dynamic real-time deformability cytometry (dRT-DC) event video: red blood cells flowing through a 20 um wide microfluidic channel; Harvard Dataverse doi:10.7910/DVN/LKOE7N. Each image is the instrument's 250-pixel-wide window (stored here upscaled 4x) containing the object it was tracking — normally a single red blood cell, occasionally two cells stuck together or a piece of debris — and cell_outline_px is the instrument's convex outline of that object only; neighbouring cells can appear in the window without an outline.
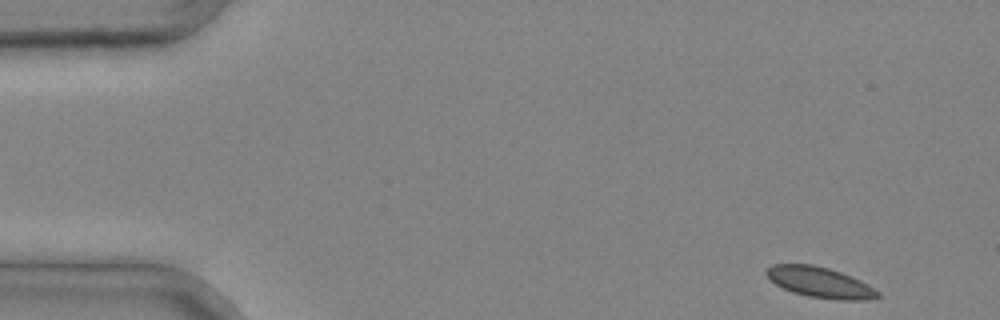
{"species": "common noctule bat (a hibernating species)", "species_latin": "Nyctalus noctula", "temperature_condition": "cold", "stored_images_in_passage": 4, "camera_frame_rate_fps": 3000, "um_per_image_px": 0.085, "animal": {"sex": "male", "body_mass_g": 20.4}, "frame": {"image": 1, "passage_image": 1, "time_ms": 0.0, "image_size_px": [1000, 320], "cell_outline_px": [[884, 296], [868, 300], [836, 300], [808, 296], [792, 292], [776, 284], [764, 272], [772, 264], [812, 264], [828, 268], [852, 276], [868, 284], [880, 292]], "centroid_in_image_um": [69.76, 24.01], "position_along_channel_um": 15.2, "area_um2": 19.94}}
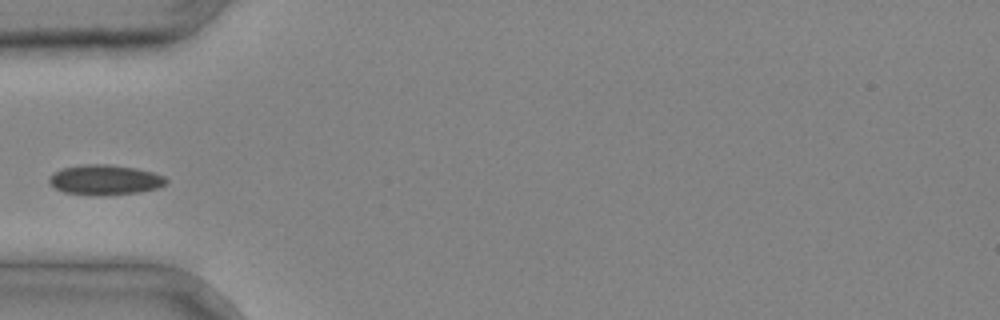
{"frame": {"image": 2, "passage_image": 4, "time_ms": 1.0, "image_size_px": [1000, 320], "cell_outline_px": [[168, 180], [164, 184], [156, 188], [136, 192], [100, 196], [96, 196], [64, 192], [56, 188], [48, 180], [48, 176], [52, 172], [60, 168], [84, 164], [112, 164], [136, 168], [152, 172], [164, 176]], "centroid_in_image_um": [8.87, 15.27], "position_along_channel_um": 76.1, "area_um2": 20.58}}